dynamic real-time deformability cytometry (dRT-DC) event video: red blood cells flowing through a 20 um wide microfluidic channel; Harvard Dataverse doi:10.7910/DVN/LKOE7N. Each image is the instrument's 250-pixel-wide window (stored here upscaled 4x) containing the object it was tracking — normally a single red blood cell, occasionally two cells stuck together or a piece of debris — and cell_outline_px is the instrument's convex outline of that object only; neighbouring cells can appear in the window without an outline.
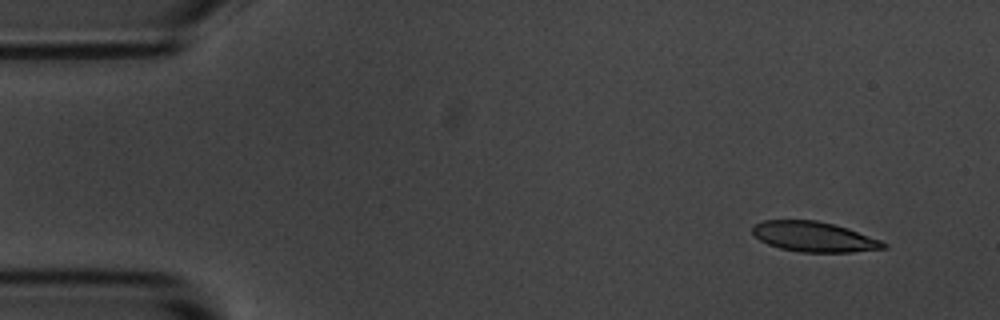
{"species": "common noctule bat (a hibernating species)", "species_latin": "Nyctalus noctula", "temperature_condition": "room temperature", "stored_images_in_passage": 4, "camera_frame_rate_fps": 3000, "um_per_image_px": 0.085, "animal": {"sex": "male", "body_mass_g": 20.1, "forearm_length_mm": 53.5}, "frame": {"image": 1, "passage_image": 1, "time_ms": 0.0, "image_size_px": [1000, 320], "cell_outline_px": [[888, 248], [852, 252], [800, 252], [780, 248], [768, 244], [760, 240], [752, 232], [752, 224], [764, 220], [816, 220], [848, 228], [880, 240], [888, 244]], "centroid_in_image_um": [69.18, 20.12], "position_along_channel_um": 15.8, "area_um2": 23.0}}